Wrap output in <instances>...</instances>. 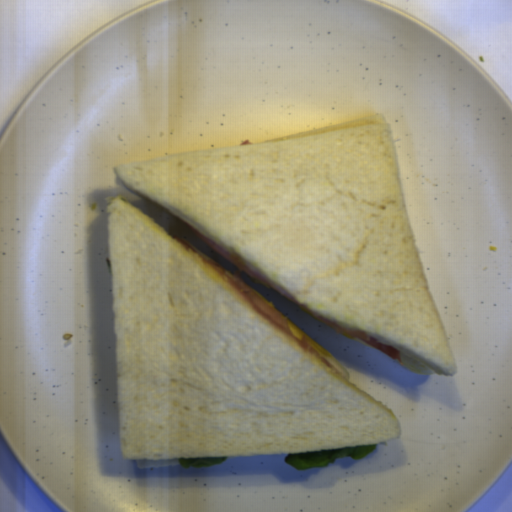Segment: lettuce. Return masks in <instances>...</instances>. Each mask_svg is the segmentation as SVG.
I'll list each match as a JSON object with an SVG mask.
<instances>
[{"label":"lettuce","mask_w":512,"mask_h":512,"mask_svg":"<svg viewBox=\"0 0 512 512\" xmlns=\"http://www.w3.org/2000/svg\"><path fill=\"white\" fill-rule=\"evenodd\" d=\"M376 446L377 445L374 443L328 450L289 452L283 458V462L297 471H301L314 467L327 466L334 463L336 459L343 457H349L358 461L363 460Z\"/></svg>","instance_id":"lettuce-1"},{"label":"lettuce","mask_w":512,"mask_h":512,"mask_svg":"<svg viewBox=\"0 0 512 512\" xmlns=\"http://www.w3.org/2000/svg\"><path fill=\"white\" fill-rule=\"evenodd\" d=\"M177 463L183 468H205L210 465L220 464L227 460V457H178Z\"/></svg>","instance_id":"lettuce-2"}]
</instances>
